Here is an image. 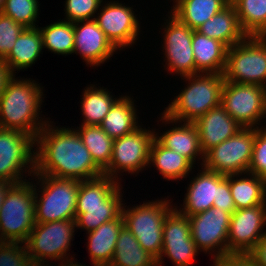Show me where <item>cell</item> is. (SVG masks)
<instances>
[{"mask_svg":"<svg viewBox=\"0 0 266 266\" xmlns=\"http://www.w3.org/2000/svg\"><path fill=\"white\" fill-rule=\"evenodd\" d=\"M194 124L199 132L200 145L204 154L243 128L226 112L221 104L198 118Z\"/></svg>","mask_w":266,"mask_h":266,"instance_id":"obj_22","label":"cell"},{"mask_svg":"<svg viewBox=\"0 0 266 266\" xmlns=\"http://www.w3.org/2000/svg\"><path fill=\"white\" fill-rule=\"evenodd\" d=\"M104 0H65L64 21L93 20Z\"/></svg>","mask_w":266,"mask_h":266,"instance_id":"obj_37","label":"cell"},{"mask_svg":"<svg viewBox=\"0 0 266 266\" xmlns=\"http://www.w3.org/2000/svg\"><path fill=\"white\" fill-rule=\"evenodd\" d=\"M29 260L24 243L0 241V266H24Z\"/></svg>","mask_w":266,"mask_h":266,"instance_id":"obj_40","label":"cell"},{"mask_svg":"<svg viewBox=\"0 0 266 266\" xmlns=\"http://www.w3.org/2000/svg\"><path fill=\"white\" fill-rule=\"evenodd\" d=\"M196 31L209 38L216 39L227 48L247 37L242 30L234 5L230 2L220 12L200 25Z\"/></svg>","mask_w":266,"mask_h":266,"instance_id":"obj_24","label":"cell"},{"mask_svg":"<svg viewBox=\"0 0 266 266\" xmlns=\"http://www.w3.org/2000/svg\"><path fill=\"white\" fill-rule=\"evenodd\" d=\"M159 115L161 118L158 119L164 125L171 124L174 127L160 134L155 132V138L166 148L186 157L193 165H196L197 159V161L201 160L199 165L202 167L205 154L200 145L199 132L196 125L190 122H183L182 124V122L168 118L163 113Z\"/></svg>","mask_w":266,"mask_h":266,"instance_id":"obj_20","label":"cell"},{"mask_svg":"<svg viewBox=\"0 0 266 266\" xmlns=\"http://www.w3.org/2000/svg\"><path fill=\"white\" fill-rule=\"evenodd\" d=\"M5 2L6 0H0V12L4 9Z\"/></svg>","mask_w":266,"mask_h":266,"instance_id":"obj_48","label":"cell"},{"mask_svg":"<svg viewBox=\"0 0 266 266\" xmlns=\"http://www.w3.org/2000/svg\"><path fill=\"white\" fill-rule=\"evenodd\" d=\"M32 177L37 181L33 180L36 223L75 219L80 181L45 174Z\"/></svg>","mask_w":266,"mask_h":266,"instance_id":"obj_5","label":"cell"},{"mask_svg":"<svg viewBox=\"0 0 266 266\" xmlns=\"http://www.w3.org/2000/svg\"><path fill=\"white\" fill-rule=\"evenodd\" d=\"M110 90L95 84L87 85L82 92L80 111L81 125H100L113 104L122 96L114 97Z\"/></svg>","mask_w":266,"mask_h":266,"instance_id":"obj_31","label":"cell"},{"mask_svg":"<svg viewBox=\"0 0 266 266\" xmlns=\"http://www.w3.org/2000/svg\"><path fill=\"white\" fill-rule=\"evenodd\" d=\"M225 81L266 88V36H247L228 48Z\"/></svg>","mask_w":266,"mask_h":266,"instance_id":"obj_9","label":"cell"},{"mask_svg":"<svg viewBox=\"0 0 266 266\" xmlns=\"http://www.w3.org/2000/svg\"><path fill=\"white\" fill-rule=\"evenodd\" d=\"M170 14V15H168ZM168 18L162 25L161 40L164 52V69L170 74L186 77L196 74L195 59L193 55L192 37L193 30L181 23L168 11ZM167 69V70H166Z\"/></svg>","mask_w":266,"mask_h":266,"instance_id":"obj_14","label":"cell"},{"mask_svg":"<svg viewBox=\"0 0 266 266\" xmlns=\"http://www.w3.org/2000/svg\"><path fill=\"white\" fill-rule=\"evenodd\" d=\"M13 184H14L13 181L0 180V209L8 190L11 188Z\"/></svg>","mask_w":266,"mask_h":266,"instance_id":"obj_45","label":"cell"},{"mask_svg":"<svg viewBox=\"0 0 266 266\" xmlns=\"http://www.w3.org/2000/svg\"><path fill=\"white\" fill-rule=\"evenodd\" d=\"M42 53L43 43L39 27L25 28L4 61L16 75L17 72L35 65Z\"/></svg>","mask_w":266,"mask_h":266,"instance_id":"obj_26","label":"cell"},{"mask_svg":"<svg viewBox=\"0 0 266 266\" xmlns=\"http://www.w3.org/2000/svg\"><path fill=\"white\" fill-rule=\"evenodd\" d=\"M171 203L167 196L154 201H144L135 207H129L126 203L122 205L124 226L134 235L141 247L156 260L162 251L164 221L175 207V204Z\"/></svg>","mask_w":266,"mask_h":266,"instance_id":"obj_6","label":"cell"},{"mask_svg":"<svg viewBox=\"0 0 266 266\" xmlns=\"http://www.w3.org/2000/svg\"><path fill=\"white\" fill-rule=\"evenodd\" d=\"M255 140V128H242L237 134L205 153L203 167L221 175L248 172Z\"/></svg>","mask_w":266,"mask_h":266,"instance_id":"obj_13","label":"cell"},{"mask_svg":"<svg viewBox=\"0 0 266 266\" xmlns=\"http://www.w3.org/2000/svg\"><path fill=\"white\" fill-rule=\"evenodd\" d=\"M60 20L41 28L39 26L43 50L46 48L62 56L71 55L74 50V26L72 22Z\"/></svg>","mask_w":266,"mask_h":266,"instance_id":"obj_35","label":"cell"},{"mask_svg":"<svg viewBox=\"0 0 266 266\" xmlns=\"http://www.w3.org/2000/svg\"><path fill=\"white\" fill-rule=\"evenodd\" d=\"M75 228V219L36 223L24 243L29 259L45 266H53L51 262L54 260L60 261L57 264L74 260L69 249L77 230Z\"/></svg>","mask_w":266,"mask_h":266,"instance_id":"obj_8","label":"cell"},{"mask_svg":"<svg viewBox=\"0 0 266 266\" xmlns=\"http://www.w3.org/2000/svg\"><path fill=\"white\" fill-rule=\"evenodd\" d=\"M14 76L4 59H0V97L4 92L8 81Z\"/></svg>","mask_w":266,"mask_h":266,"instance_id":"obj_44","label":"cell"},{"mask_svg":"<svg viewBox=\"0 0 266 266\" xmlns=\"http://www.w3.org/2000/svg\"><path fill=\"white\" fill-rule=\"evenodd\" d=\"M49 121L35 138V173L57 178L90 180L104 175L78 132Z\"/></svg>","mask_w":266,"mask_h":266,"instance_id":"obj_1","label":"cell"},{"mask_svg":"<svg viewBox=\"0 0 266 266\" xmlns=\"http://www.w3.org/2000/svg\"><path fill=\"white\" fill-rule=\"evenodd\" d=\"M94 20L117 50L136 45L142 26L133 7L118 0L103 1Z\"/></svg>","mask_w":266,"mask_h":266,"instance_id":"obj_16","label":"cell"},{"mask_svg":"<svg viewBox=\"0 0 266 266\" xmlns=\"http://www.w3.org/2000/svg\"><path fill=\"white\" fill-rule=\"evenodd\" d=\"M196 176L192 177L185 197L183 205L175 206V208L185 216H193L204 212L213 207L214 199L217 195V187L226 179L225 175L209 171L202 166Z\"/></svg>","mask_w":266,"mask_h":266,"instance_id":"obj_21","label":"cell"},{"mask_svg":"<svg viewBox=\"0 0 266 266\" xmlns=\"http://www.w3.org/2000/svg\"><path fill=\"white\" fill-rule=\"evenodd\" d=\"M211 266H254L248 256H230L213 259Z\"/></svg>","mask_w":266,"mask_h":266,"instance_id":"obj_42","label":"cell"},{"mask_svg":"<svg viewBox=\"0 0 266 266\" xmlns=\"http://www.w3.org/2000/svg\"><path fill=\"white\" fill-rule=\"evenodd\" d=\"M120 182L102 175L80 181L76 203V229L90 232L116 219L122 210L123 191Z\"/></svg>","mask_w":266,"mask_h":266,"instance_id":"obj_3","label":"cell"},{"mask_svg":"<svg viewBox=\"0 0 266 266\" xmlns=\"http://www.w3.org/2000/svg\"><path fill=\"white\" fill-rule=\"evenodd\" d=\"M124 227L122 214L116 219L103 223L97 229L87 232V250L91 265L108 266L111 262L119 232Z\"/></svg>","mask_w":266,"mask_h":266,"instance_id":"obj_23","label":"cell"},{"mask_svg":"<svg viewBox=\"0 0 266 266\" xmlns=\"http://www.w3.org/2000/svg\"><path fill=\"white\" fill-rule=\"evenodd\" d=\"M192 47L196 74H223L228 50L223 43L193 30Z\"/></svg>","mask_w":266,"mask_h":266,"instance_id":"obj_25","label":"cell"},{"mask_svg":"<svg viewBox=\"0 0 266 266\" xmlns=\"http://www.w3.org/2000/svg\"><path fill=\"white\" fill-rule=\"evenodd\" d=\"M39 0H6L2 13L25 28L38 27Z\"/></svg>","mask_w":266,"mask_h":266,"instance_id":"obj_36","label":"cell"},{"mask_svg":"<svg viewBox=\"0 0 266 266\" xmlns=\"http://www.w3.org/2000/svg\"><path fill=\"white\" fill-rule=\"evenodd\" d=\"M24 29L21 24L0 12V59L7 57Z\"/></svg>","mask_w":266,"mask_h":266,"instance_id":"obj_39","label":"cell"},{"mask_svg":"<svg viewBox=\"0 0 266 266\" xmlns=\"http://www.w3.org/2000/svg\"><path fill=\"white\" fill-rule=\"evenodd\" d=\"M57 266H86L84 263L76 262L75 260L66 261L64 263L58 264ZM96 266V265H93Z\"/></svg>","mask_w":266,"mask_h":266,"instance_id":"obj_46","label":"cell"},{"mask_svg":"<svg viewBox=\"0 0 266 266\" xmlns=\"http://www.w3.org/2000/svg\"><path fill=\"white\" fill-rule=\"evenodd\" d=\"M133 98L122 94L99 125L112 139L131 133L140 126Z\"/></svg>","mask_w":266,"mask_h":266,"instance_id":"obj_28","label":"cell"},{"mask_svg":"<svg viewBox=\"0 0 266 266\" xmlns=\"http://www.w3.org/2000/svg\"><path fill=\"white\" fill-rule=\"evenodd\" d=\"M242 175L226 176L236 210L266 205V180L248 172Z\"/></svg>","mask_w":266,"mask_h":266,"instance_id":"obj_29","label":"cell"},{"mask_svg":"<svg viewBox=\"0 0 266 266\" xmlns=\"http://www.w3.org/2000/svg\"><path fill=\"white\" fill-rule=\"evenodd\" d=\"M248 173L266 180V125L255 128V140Z\"/></svg>","mask_w":266,"mask_h":266,"instance_id":"obj_38","label":"cell"},{"mask_svg":"<svg viewBox=\"0 0 266 266\" xmlns=\"http://www.w3.org/2000/svg\"><path fill=\"white\" fill-rule=\"evenodd\" d=\"M181 79L187 84L163 111L168 118L182 123H194L221 104L225 82L223 74L199 73Z\"/></svg>","mask_w":266,"mask_h":266,"instance_id":"obj_4","label":"cell"},{"mask_svg":"<svg viewBox=\"0 0 266 266\" xmlns=\"http://www.w3.org/2000/svg\"><path fill=\"white\" fill-rule=\"evenodd\" d=\"M214 208H219L224 212L233 214L236 211V206L234 200L232 198L229 181L225 179L218 187H217V195L216 199L213 202Z\"/></svg>","mask_w":266,"mask_h":266,"instance_id":"obj_41","label":"cell"},{"mask_svg":"<svg viewBox=\"0 0 266 266\" xmlns=\"http://www.w3.org/2000/svg\"><path fill=\"white\" fill-rule=\"evenodd\" d=\"M18 78L14 75L8 81L0 97V128L22 131L36 138L50 121L40 114L44 87L31 78Z\"/></svg>","mask_w":266,"mask_h":266,"instance_id":"obj_2","label":"cell"},{"mask_svg":"<svg viewBox=\"0 0 266 266\" xmlns=\"http://www.w3.org/2000/svg\"><path fill=\"white\" fill-rule=\"evenodd\" d=\"M248 257L252 260L254 266H266V235L257 243Z\"/></svg>","mask_w":266,"mask_h":266,"instance_id":"obj_43","label":"cell"},{"mask_svg":"<svg viewBox=\"0 0 266 266\" xmlns=\"http://www.w3.org/2000/svg\"><path fill=\"white\" fill-rule=\"evenodd\" d=\"M229 3L228 0H176L170 13L181 23L196 30Z\"/></svg>","mask_w":266,"mask_h":266,"instance_id":"obj_30","label":"cell"},{"mask_svg":"<svg viewBox=\"0 0 266 266\" xmlns=\"http://www.w3.org/2000/svg\"><path fill=\"white\" fill-rule=\"evenodd\" d=\"M14 183L8 190L0 209V241L25 243L35 221V192L33 182Z\"/></svg>","mask_w":266,"mask_h":266,"instance_id":"obj_7","label":"cell"},{"mask_svg":"<svg viewBox=\"0 0 266 266\" xmlns=\"http://www.w3.org/2000/svg\"><path fill=\"white\" fill-rule=\"evenodd\" d=\"M231 215L212 207L189 216L191 237L200 252L211 255L213 259L229 257L228 232Z\"/></svg>","mask_w":266,"mask_h":266,"instance_id":"obj_15","label":"cell"},{"mask_svg":"<svg viewBox=\"0 0 266 266\" xmlns=\"http://www.w3.org/2000/svg\"><path fill=\"white\" fill-rule=\"evenodd\" d=\"M95 164L104 171L110 164L114 139L99 125H80L75 128Z\"/></svg>","mask_w":266,"mask_h":266,"instance_id":"obj_33","label":"cell"},{"mask_svg":"<svg viewBox=\"0 0 266 266\" xmlns=\"http://www.w3.org/2000/svg\"><path fill=\"white\" fill-rule=\"evenodd\" d=\"M231 3L247 36H266V0H233Z\"/></svg>","mask_w":266,"mask_h":266,"instance_id":"obj_34","label":"cell"},{"mask_svg":"<svg viewBox=\"0 0 266 266\" xmlns=\"http://www.w3.org/2000/svg\"><path fill=\"white\" fill-rule=\"evenodd\" d=\"M142 127L143 125H140L133 132L114 139L111 162L103 171L104 175L122 183L120 176L123 172L135 174L136 177L139 172L146 171L151 144L157 131L156 128L150 130Z\"/></svg>","mask_w":266,"mask_h":266,"instance_id":"obj_10","label":"cell"},{"mask_svg":"<svg viewBox=\"0 0 266 266\" xmlns=\"http://www.w3.org/2000/svg\"><path fill=\"white\" fill-rule=\"evenodd\" d=\"M108 266H157V260L141 247L124 226L119 232L115 252Z\"/></svg>","mask_w":266,"mask_h":266,"instance_id":"obj_32","label":"cell"},{"mask_svg":"<svg viewBox=\"0 0 266 266\" xmlns=\"http://www.w3.org/2000/svg\"><path fill=\"white\" fill-rule=\"evenodd\" d=\"M221 105L243 128H261L266 122V88L257 84L225 81ZM261 123V124H260ZM259 125V126H258Z\"/></svg>","mask_w":266,"mask_h":266,"instance_id":"obj_11","label":"cell"},{"mask_svg":"<svg viewBox=\"0 0 266 266\" xmlns=\"http://www.w3.org/2000/svg\"><path fill=\"white\" fill-rule=\"evenodd\" d=\"M200 253L191 237V223L188 216L175 207L167 214L163 224V244L157 266H164L166 257L174 266H192Z\"/></svg>","mask_w":266,"mask_h":266,"instance_id":"obj_17","label":"cell"},{"mask_svg":"<svg viewBox=\"0 0 266 266\" xmlns=\"http://www.w3.org/2000/svg\"><path fill=\"white\" fill-rule=\"evenodd\" d=\"M266 205L238 209L231 215L228 232L230 256H248L266 235Z\"/></svg>","mask_w":266,"mask_h":266,"instance_id":"obj_18","label":"cell"},{"mask_svg":"<svg viewBox=\"0 0 266 266\" xmlns=\"http://www.w3.org/2000/svg\"><path fill=\"white\" fill-rule=\"evenodd\" d=\"M152 165L166 181L183 180L196 167L183 155L163 146L156 138L151 144L148 168L151 169Z\"/></svg>","mask_w":266,"mask_h":266,"instance_id":"obj_27","label":"cell"},{"mask_svg":"<svg viewBox=\"0 0 266 266\" xmlns=\"http://www.w3.org/2000/svg\"><path fill=\"white\" fill-rule=\"evenodd\" d=\"M73 26V53L79 54L88 67L104 64L117 52L94 19L74 22Z\"/></svg>","mask_w":266,"mask_h":266,"instance_id":"obj_19","label":"cell"},{"mask_svg":"<svg viewBox=\"0 0 266 266\" xmlns=\"http://www.w3.org/2000/svg\"><path fill=\"white\" fill-rule=\"evenodd\" d=\"M34 173L35 138L22 131L0 128V180L19 183Z\"/></svg>","mask_w":266,"mask_h":266,"instance_id":"obj_12","label":"cell"},{"mask_svg":"<svg viewBox=\"0 0 266 266\" xmlns=\"http://www.w3.org/2000/svg\"><path fill=\"white\" fill-rule=\"evenodd\" d=\"M24 266H45V265H42L41 263H37L35 261L29 260Z\"/></svg>","mask_w":266,"mask_h":266,"instance_id":"obj_47","label":"cell"}]
</instances>
